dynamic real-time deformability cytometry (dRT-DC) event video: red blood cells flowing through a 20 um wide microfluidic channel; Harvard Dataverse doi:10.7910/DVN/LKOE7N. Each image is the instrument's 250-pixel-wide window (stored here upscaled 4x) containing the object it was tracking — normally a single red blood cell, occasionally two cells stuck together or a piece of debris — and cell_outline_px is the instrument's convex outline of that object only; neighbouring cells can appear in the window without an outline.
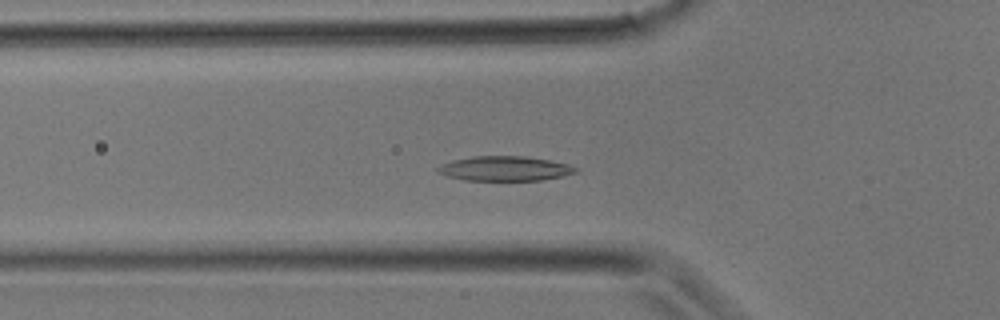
{"species": "common noctule bat (a hibernating species)", "species_latin": "Nyctalus noctula", "temperature_condition": "room temperature", "stored_images_in_passage": 29, "camera_frame_rate_fps": 3000, "um_per_image_px": 0.085, "animal": {"sex": "male", "body_mass_g": 17.9}, "frame": {"image": 1, "passage_image": 6, "time_ms": 1.667, "image_size_px": [1000, 320], "cell_outline_px": [[580, 172], [564, 176], [540, 180], [464, 180], [448, 176], [436, 172], [436, 168], [452, 160], [472, 156], [528, 156], [568, 164], [580, 168]], "centroid_in_image_um": [42.96, 14.32], "position_along_channel_um": 82.8, "area_um2": 19.94}}
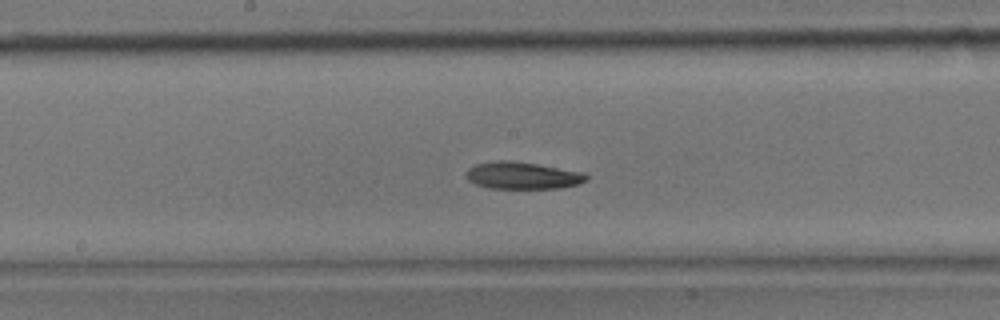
{"frame": {"image": 2, "passage_image": 12, "time_ms": 3.667, "image_size_px": [1000, 320], "cell_outline_px": [[588, 180], [576, 184], [560, 188], [492, 188], [476, 184], [468, 180], [464, 176], [468, 168], [476, 164], [496, 160], [508, 160], [536, 164], [584, 172], [588, 176]], "centroid_in_image_um": [44.39, 14.91], "position_along_channel_um": 203.8, "area_um2": 18.9}}
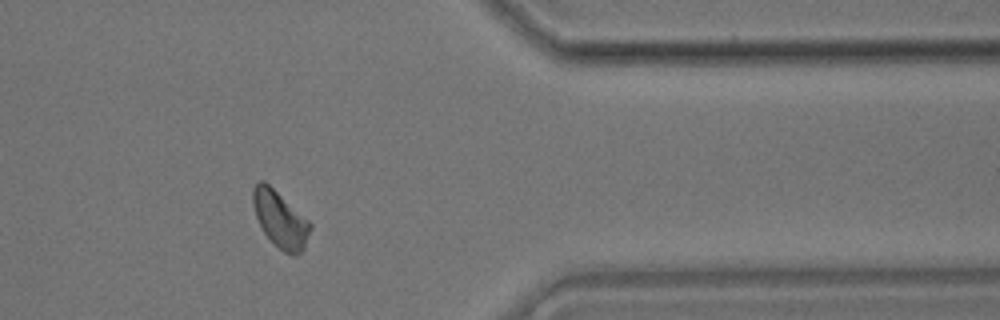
{"frame": {"image": 3, "passage_image": 22, "time_ms": 7.0, "image_size_px": [1000, 320], "cell_outline_px": [[312, 228], [304, 248], [300, 252], [292, 256], [284, 252], [264, 232], [256, 216], [252, 204], [252, 188], [256, 180], [264, 180], [308, 220], [312, 224]], "centroid_in_image_um": [23.8, 18.61], "position_along_channel_um": 387.6, "area_um2": 18.61}}